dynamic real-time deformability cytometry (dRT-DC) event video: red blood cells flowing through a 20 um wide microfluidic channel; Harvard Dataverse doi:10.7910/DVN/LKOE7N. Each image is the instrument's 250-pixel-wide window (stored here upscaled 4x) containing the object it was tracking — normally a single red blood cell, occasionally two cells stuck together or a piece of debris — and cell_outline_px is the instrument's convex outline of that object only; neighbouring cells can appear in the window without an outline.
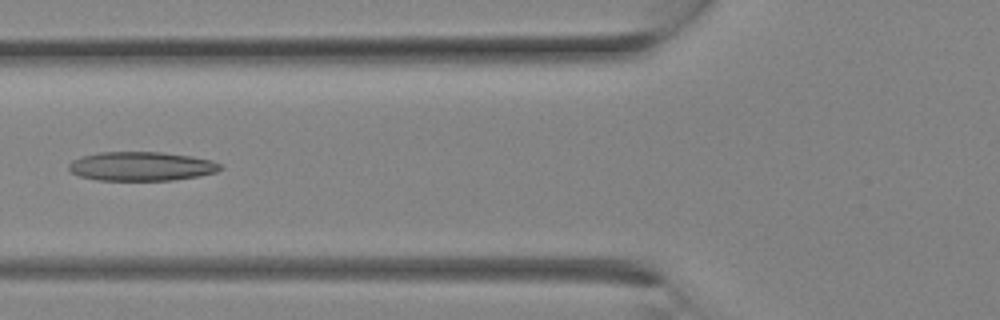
{"species": "Egyptian fruit bat (a non-hibernating species)", "species_latin": "Rousettus aegyptiacus", "temperature_condition": "room temperature", "stored_images_in_passage": 4, "camera_frame_rate_fps": 3000, "um_per_image_px": 0.085, "animal": {"sex": "female"}, "frame": {"image": 1, "passage_image": 3, "time_ms": 0.667, "image_size_px": [1000, 320], "cell_outline_px": [[224, 168], [216, 172], [200, 176], [172, 180], [96, 180], [80, 176], [72, 172], [68, 168], [68, 164], [72, 160], [84, 156], [100, 152], [160, 152], [192, 156], [212, 160], [220, 164]], "centroid_in_image_um": [12.04, 14.13], "position_along_channel_um": 113.8, "area_um2": 25.66}}